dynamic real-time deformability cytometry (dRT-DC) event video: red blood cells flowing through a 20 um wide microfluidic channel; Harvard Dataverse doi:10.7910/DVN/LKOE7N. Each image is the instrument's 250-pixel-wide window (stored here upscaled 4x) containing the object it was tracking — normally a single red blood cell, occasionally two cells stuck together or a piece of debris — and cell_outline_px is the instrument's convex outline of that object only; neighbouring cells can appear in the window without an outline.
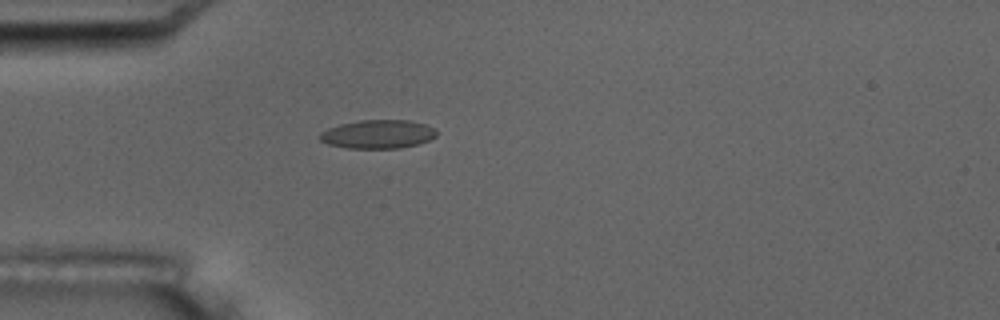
{"species": "common noctule bat (a hibernating species)", "species_latin": "Nyctalus noctula", "temperature_condition": "room temperature", "stored_images_in_passage": 5, "camera_frame_rate_fps": 3000, "um_per_image_px": 0.085, "animal": {"sex": "male", "body_mass_g": 17.5, "forearm_length_mm": 52.3}, "frame": {"image": 1, "passage_image": 5, "time_ms": 5.333, "image_size_px": [1000, 320], "cell_outline_px": [[436, 136], [428, 140], [416, 144], [400, 148], [348, 148], [328, 144], [320, 140], [316, 136], [320, 132], [328, 128], [340, 124], [360, 120], [408, 120], [424, 124], [436, 128]], "centroid_in_image_um": [32.08, 11.4], "position_along_channel_um": 52.9, "area_um2": 19.48}}